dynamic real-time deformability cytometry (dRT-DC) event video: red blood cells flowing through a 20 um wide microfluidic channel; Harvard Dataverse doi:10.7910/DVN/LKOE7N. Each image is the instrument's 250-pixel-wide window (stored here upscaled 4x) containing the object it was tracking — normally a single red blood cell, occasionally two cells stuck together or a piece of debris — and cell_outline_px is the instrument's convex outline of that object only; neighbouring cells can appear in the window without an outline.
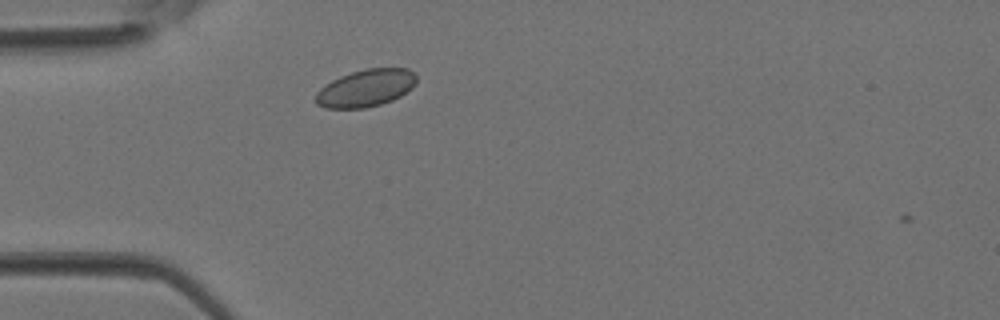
{"species": "Egyptian fruit bat (a non-hibernating species)", "species_latin": "Rousettus aegyptiacus", "temperature_condition": "room temperature", "stored_images_in_passage": 2, "camera_frame_rate_fps": 3000, "um_per_image_px": 0.085, "animal": {"sex": "female"}, "frame": {"image": 1, "passage_image": 2, "time_ms": 0.333, "image_size_px": [1000, 320], "cell_outline_px": [[416, 84], [412, 88], [400, 96], [392, 100], [380, 104], [364, 108], [324, 108], [316, 104], [316, 92], [324, 84], [340, 76], [352, 72], [368, 68], [408, 68], [416, 72]], "centroid_in_image_um": [31.1, 7.48], "position_along_channel_um": 53.9, "area_um2": 22.02}}